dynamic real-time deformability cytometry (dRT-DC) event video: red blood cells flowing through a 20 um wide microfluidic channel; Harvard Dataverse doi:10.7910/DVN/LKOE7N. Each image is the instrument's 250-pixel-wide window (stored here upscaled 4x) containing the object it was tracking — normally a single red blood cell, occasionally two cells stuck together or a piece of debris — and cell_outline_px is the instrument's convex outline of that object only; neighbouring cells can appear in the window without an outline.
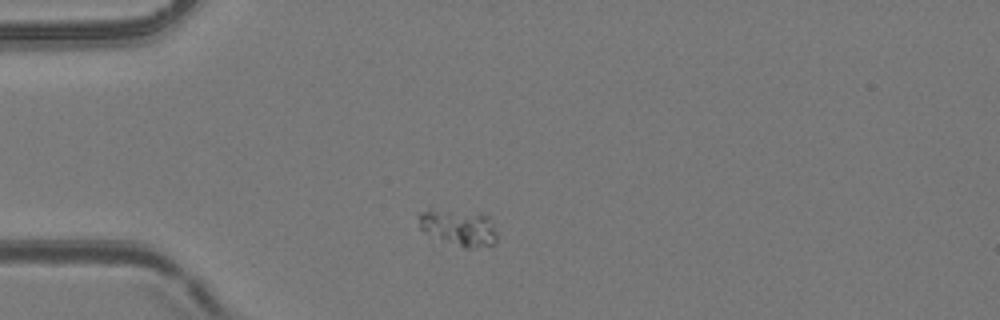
{"species": "common noctule bat (a hibernating species)", "species_latin": "Nyctalus noctula", "temperature_condition": "room temperature", "stored_images_in_passage": 6, "camera_frame_rate_fps": 3000, "um_per_image_px": 0.085, "animal": {"sex": "female", "body_mass_g": 24.6, "forearm_length_mm": 56.2}, "frame": {"image": 1, "passage_image": 1, "time_ms": 0.0, "image_size_px": [1000, 320], "cell_outline_px": [[496, 244], [472, 248], [464, 248], [432, 244], [420, 228], [416, 216], [420, 212], [432, 212], [488, 216], [496, 232]], "centroid_in_image_um": [38.87, 19.52], "position_along_channel_um": 46.1, "area_um2": 16.65}}
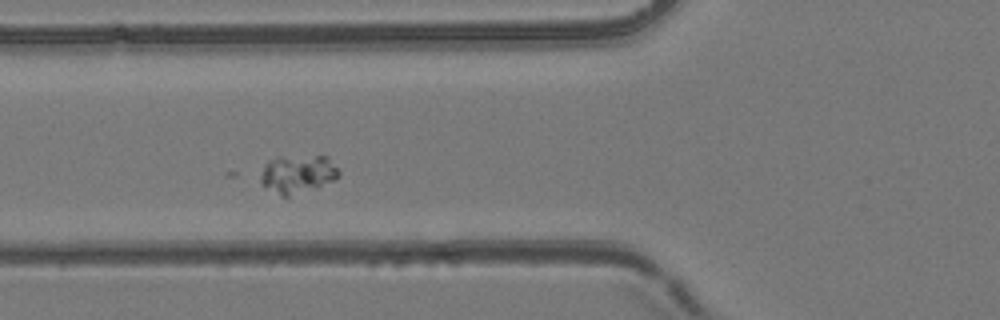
{"frame": {"image": 2, "passage_image": 3, "time_ms": 2.0, "image_size_px": [1000, 320], "cell_outline_px": [[340, 172], [336, 180], [288, 200], [280, 196], [260, 184], [260, 176], [264, 164], [268, 160], [280, 156], [328, 156]], "centroid_in_image_um": [25.28, 14.84], "position_along_channel_um": 100.5, "area_um2": 18.26}}
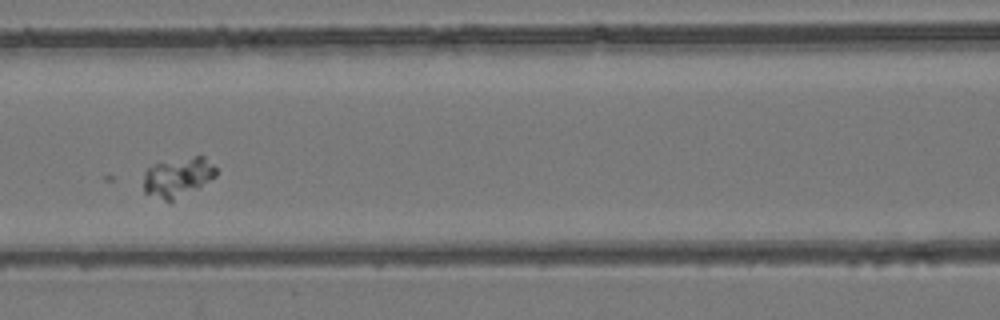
{"frame": {"image": 3, "passage_image": 4, "time_ms": 3.333, "image_size_px": [1000, 320], "cell_outline_px": [[216, 176], [200, 188], [172, 204], [144, 192], [144, 172], [148, 168], [156, 164], [196, 156], [204, 156], [216, 168]], "centroid_in_image_um": [15.14, 15.13], "position_along_channel_um": 151.5, "area_um2": 16.94}}